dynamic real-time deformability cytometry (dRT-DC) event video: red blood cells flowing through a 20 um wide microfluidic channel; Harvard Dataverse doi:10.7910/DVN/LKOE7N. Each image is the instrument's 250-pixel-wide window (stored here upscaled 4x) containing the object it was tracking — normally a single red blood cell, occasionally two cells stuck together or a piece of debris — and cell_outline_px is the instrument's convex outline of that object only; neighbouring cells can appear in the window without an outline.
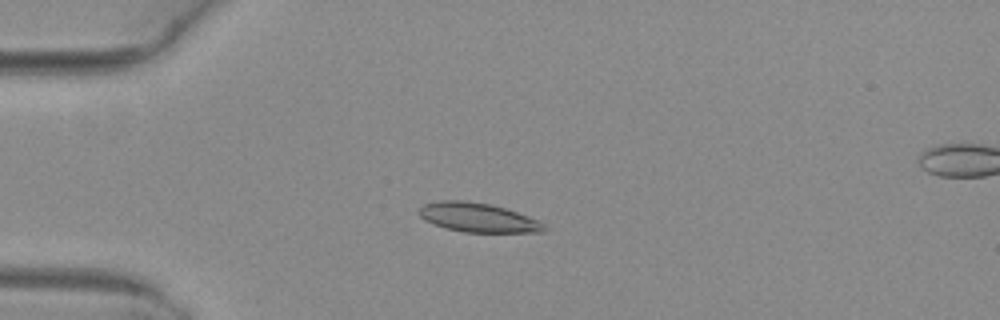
{"species": "common noctule bat (a hibernating species)", "species_latin": "Nyctalus noctula", "temperature_condition": "warm", "stored_images_in_passage": 5, "camera_frame_rate_fps": 3000, "um_per_image_px": 0.085, "animal": {"sex": "female", "body_mass_g": 29.2, "forearm_length_mm": 56.3}, "frame": {"image": 1, "passage_image": 4, "time_ms": 1.0, "image_size_px": [1000, 320], "cell_outline_px": [[548, 228], [544, 232], [464, 232], [432, 224], [424, 220], [420, 216], [420, 208], [424, 204], [440, 200], [464, 200], [492, 204], [540, 220]], "centroid_in_image_um": [40.65, 18.49], "position_along_channel_um": 44.4, "area_um2": 21.27}}